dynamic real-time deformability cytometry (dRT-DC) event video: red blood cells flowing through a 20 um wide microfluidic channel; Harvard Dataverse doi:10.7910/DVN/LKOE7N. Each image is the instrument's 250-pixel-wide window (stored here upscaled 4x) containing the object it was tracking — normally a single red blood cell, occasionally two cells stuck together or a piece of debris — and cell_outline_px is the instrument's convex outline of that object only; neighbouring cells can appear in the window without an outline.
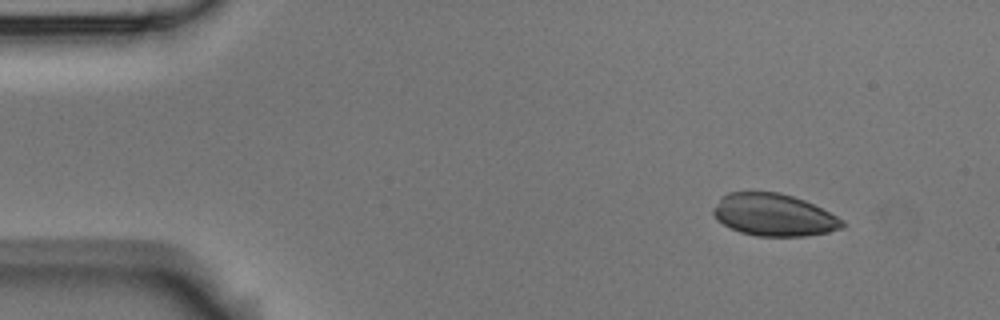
{"species": "Egyptian fruit bat (a non-hibernating species)", "species_latin": "Rousettus aegyptiacus", "temperature_condition": "room temperature", "stored_images_in_passage": 4, "camera_frame_rate_fps": 3000, "um_per_image_px": 0.085, "animal": {"sex": "male"}, "frame": {"image": 1, "passage_image": 1, "time_ms": 0.0, "image_size_px": [1000, 320], "cell_outline_px": [[844, 228], [828, 232], [804, 236], [756, 236], [740, 232], [716, 220], [712, 212], [712, 208], [720, 196], [728, 192], [780, 192], [804, 200], [844, 220]], "centroid_in_image_um": [65.73, 18.26], "position_along_channel_um": 19.3, "area_um2": 31.79}}
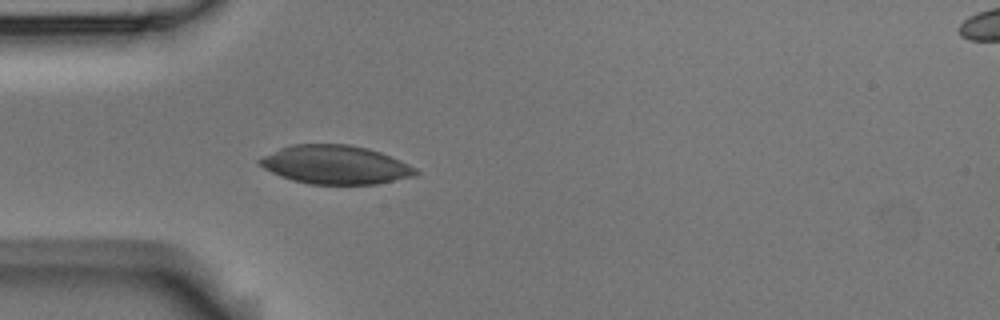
{"frame": {"image": 2, "passage_image": 4, "time_ms": 1.0, "image_size_px": [1000, 320], "cell_outline_px": [[420, 172], [416, 176], [380, 184], [308, 184], [292, 180], [280, 176], [264, 168], [256, 160], [280, 148], [292, 144], [348, 144], [368, 148], [380, 152], [400, 160], [416, 168]], "centroid_in_image_um": [28.54, 14.01], "position_along_channel_um": 56.5, "area_um2": 35.26}}